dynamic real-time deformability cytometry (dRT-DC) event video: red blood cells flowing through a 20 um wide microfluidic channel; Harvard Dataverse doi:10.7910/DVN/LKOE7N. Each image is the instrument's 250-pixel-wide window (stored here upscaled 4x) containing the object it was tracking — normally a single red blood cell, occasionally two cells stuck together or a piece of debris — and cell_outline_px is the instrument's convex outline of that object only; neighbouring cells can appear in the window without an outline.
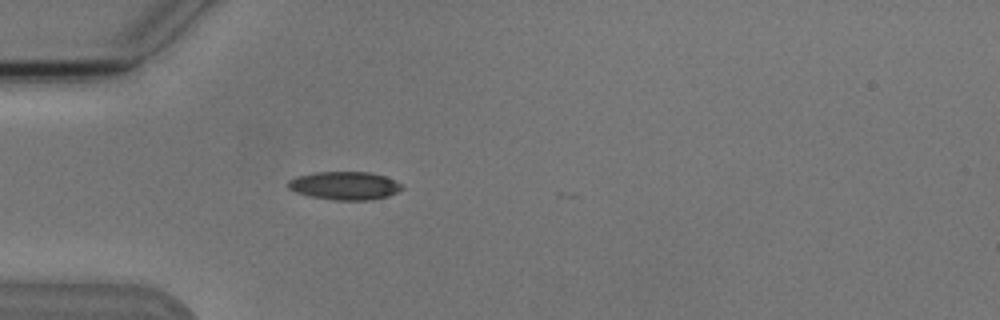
{"species": "Egyptian fruit bat (a non-hibernating species)", "species_latin": "Rousettus aegyptiacus", "temperature_condition": "cold", "stored_images_in_passage": 1, "camera_frame_rate_fps": 3000, "um_per_image_px": 0.085, "animal": {"sex": "male"}, "frame": {"image": 1, "passage_image": 1, "time_ms": 0.0, "image_size_px": [1000, 320], "cell_outline_px": [[404, 188], [388, 196], [368, 200], [336, 200], [312, 196], [296, 192], [288, 188], [288, 180], [296, 176], [316, 172], [372, 172], [384, 176], [400, 184]], "centroid_in_image_um": [29.28, 15.77], "position_along_channel_um": 55.7, "area_um2": 18.5}}